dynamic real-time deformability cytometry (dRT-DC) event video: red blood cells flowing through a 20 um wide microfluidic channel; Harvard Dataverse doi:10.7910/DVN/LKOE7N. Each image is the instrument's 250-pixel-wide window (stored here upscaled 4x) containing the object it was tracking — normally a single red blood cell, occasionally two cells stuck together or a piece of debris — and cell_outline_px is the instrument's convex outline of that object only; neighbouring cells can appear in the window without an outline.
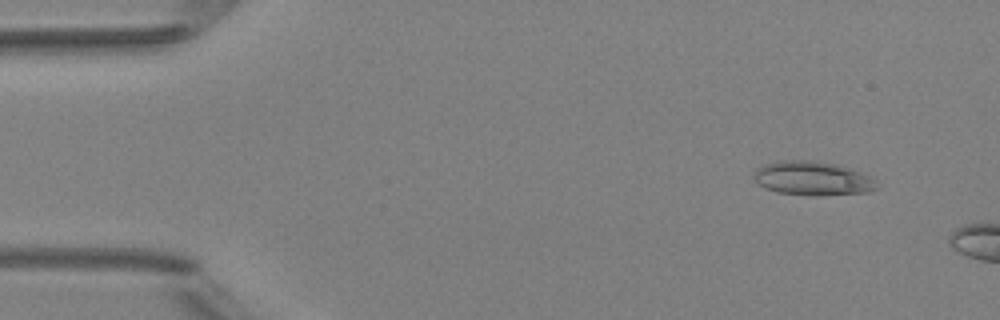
{"species": "Egyptian fruit bat (a non-hibernating species)", "species_latin": "Rousettus aegyptiacus", "temperature_condition": "room temperature", "stored_images_in_passage": 4, "camera_frame_rate_fps": 3000, "um_per_image_px": 0.085, "animal": {"sex": "female"}, "frame": {"image": 1, "passage_image": 2, "time_ms": 1.0, "image_size_px": [1000, 320], "cell_outline_px": [[880, 188], [868, 192], [816, 196], [776, 192], [764, 188], [756, 180], [756, 172], [764, 164], [784, 160], [812, 160], [832, 164], [848, 168], [860, 172], [876, 180]], "centroid_in_image_um": [69.12, 15.18], "position_along_channel_um": 15.9, "area_um2": 24.04}}